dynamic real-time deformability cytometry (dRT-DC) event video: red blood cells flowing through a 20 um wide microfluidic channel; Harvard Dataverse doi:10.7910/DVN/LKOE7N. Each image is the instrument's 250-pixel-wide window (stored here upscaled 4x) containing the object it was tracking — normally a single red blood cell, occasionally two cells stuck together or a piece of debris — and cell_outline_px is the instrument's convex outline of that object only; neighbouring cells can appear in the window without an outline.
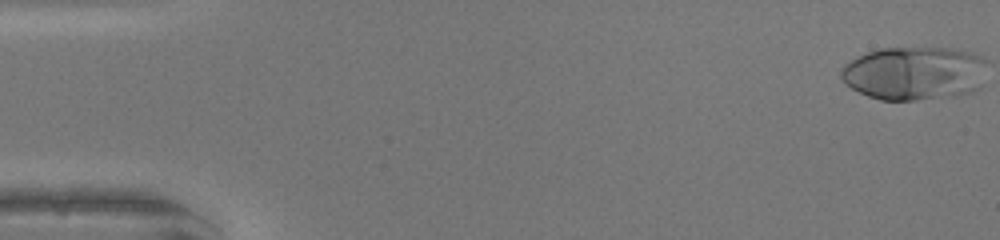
{"species": "human", "species_latin": "Homo sapiens", "temperature_condition": "warm", "stored_images_in_passage": 50, "camera_frame_rate_fps": 3000, "um_per_image_px": 0.085, "donor": {"sex": "female"}, "frame": {"image": 1, "passage_image": 3, "time_ms": 0.667, "image_size_px": [1000, 240], "cell_outline_px": [[916, 96], [908, 100], [884, 100], [860, 92], [848, 84], [844, 80], [844, 68], [848, 64], [872, 52], [916, 52]], "centroid_in_image_um": [75.16, 6.4], "position_along_channel_um": 9.8, "area_um2": 21.15}}
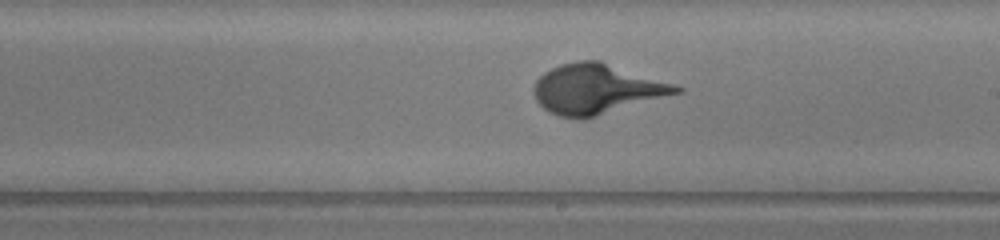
{"frame": {"image": 2, "passage_image": 30, "time_ms": 9.667, "image_size_px": [1000, 240], "cell_outline_px": [[680, 88], [676, 92], [592, 116], [568, 116], [556, 112], [548, 108], [536, 96], [536, 84], [548, 72], [564, 64], [592, 60]], "centroid_in_image_um": [50.64, 7.56], "position_along_channel_um": 238.4, "area_um2": 36.7}}
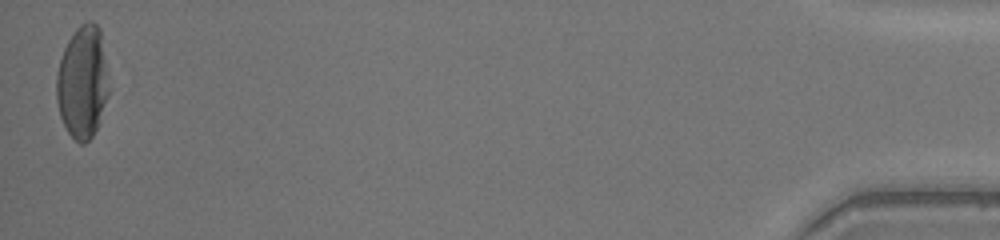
{"frame": {"image": 3, "passage_image": 50, "time_ms": 16.333, "image_size_px": [1000, 240], "cell_outline_px": [[104, 100], [96, 128], [88, 140], [76, 140], [68, 132], [64, 124], [60, 112], [56, 92], [56, 84], [60, 60], [72, 36], [84, 24], [96, 24], [100, 52], [104, 96]], "centroid_in_image_um": [6.89, 7.1], "position_along_channel_um": 428.3, "area_um2": 30.23}}